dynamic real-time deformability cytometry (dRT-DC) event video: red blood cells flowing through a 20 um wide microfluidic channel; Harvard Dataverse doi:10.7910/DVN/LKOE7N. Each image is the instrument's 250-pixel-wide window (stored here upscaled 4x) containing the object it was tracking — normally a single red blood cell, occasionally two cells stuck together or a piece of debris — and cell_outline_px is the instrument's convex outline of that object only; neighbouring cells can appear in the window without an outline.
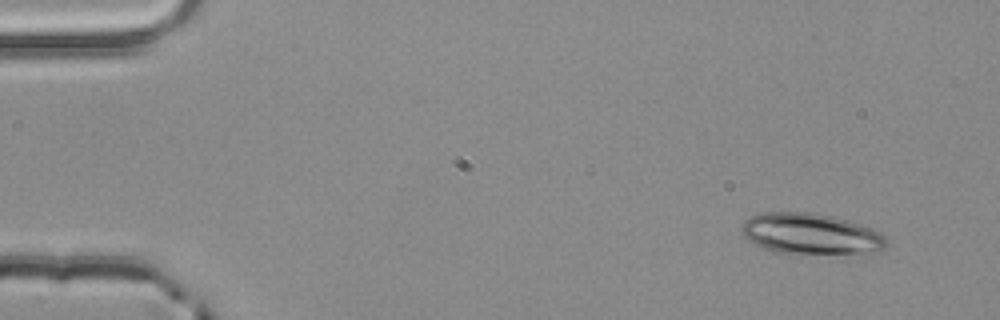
{"species": "common noctule bat (a hibernating species)", "species_latin": "Nyctalus noctula", "temperature_condition": "room temperature", "stored_images_in_passage": 4, "segment_of_instrument_passage": [2, 2], "camera_frame_rate_fps": 3000, "um_per_image_px": 0.085, "animal": {"sex": "male", "body_mass_g": 20.4}, "frame": {"image": 1, "passage_image": 4, "time_ms": 1.0, "image_size_px": [1000, 320], "cell_outline_px": [[888, 244], [880, 252], [868, 256], [792, 256], [772, 252], [748, 240], [740, 232], [740, 228], [744, 220], [752, 216], [764, 212], [812, 212], [832, 216], [848, 220], [872, 228], [880, 232], [888, 240]], "centroid_in_image_um": [69.01, 19.97], "position_along_channel_um": 16.0, "area_um2": 36.88}}